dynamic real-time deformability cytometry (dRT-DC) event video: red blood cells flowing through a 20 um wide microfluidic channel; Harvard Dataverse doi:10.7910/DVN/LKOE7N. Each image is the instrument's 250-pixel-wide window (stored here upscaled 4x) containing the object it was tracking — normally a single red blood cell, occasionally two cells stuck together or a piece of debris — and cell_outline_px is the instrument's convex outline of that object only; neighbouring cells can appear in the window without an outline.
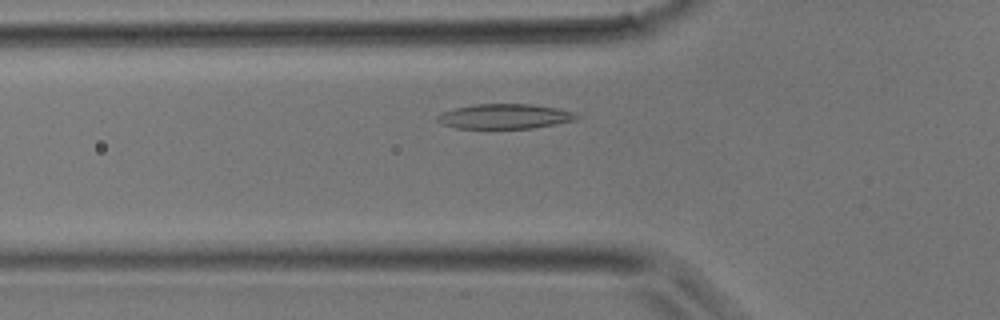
{"species": "common noctule bat (a hibernating species)", "species_latin": "Nyctalus noctula", "temperature_condition": "room temperature", "stored_images_in_passage": 32, "camera_frame_rate_fps": 3000, "um_per_image_px": 0.085, "animal": {"sex": "male", "body_mass_g": 17.9}, "frame": {"image": 1, "passage_image": 7, "time_ms": 2.0, "image_size_px": [1000, 320], "cell_outline_px": [[580, 116], [576, 120], [556, 124], [532, 128], [456, 128], [444, 124], [436, 120], [436, 116], [444, 112], [456, 108], [476, 104], [532, 104], [556, 108], [576, 112]], "centroid_in_image_um": [42.95, 9.89], "position_along_channel_um": 82.8, "area_um2": 20.06}}
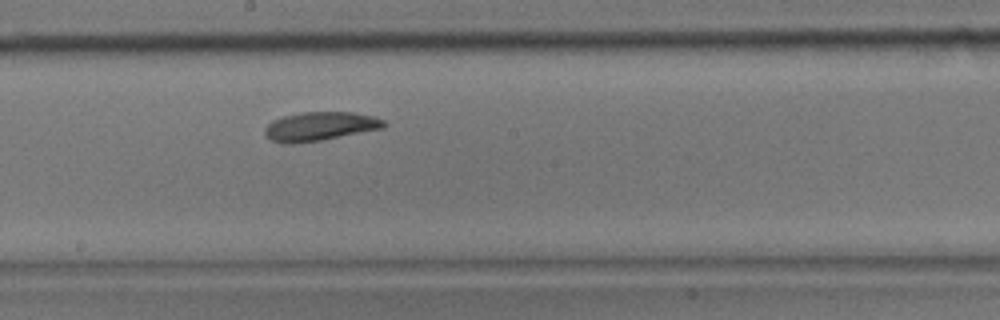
{"frame": {"image": 2, "passage_image": 15, "time_ms": 4.667, "image_size_px": [1000, 320], "cell_outline_px": [[388, 124], [384, 128], [320, 140], [292, 144], [284, 144], [272, 140], [264, 132], [264, 128], [272, 120], [284, 116], [300, 112], [352, 112], [372, 116], [384, 120]], "centroid_in_image_um": [27.19, 10.73], "position_along_channel_um": 221.0, "area_um2": 19.94}}
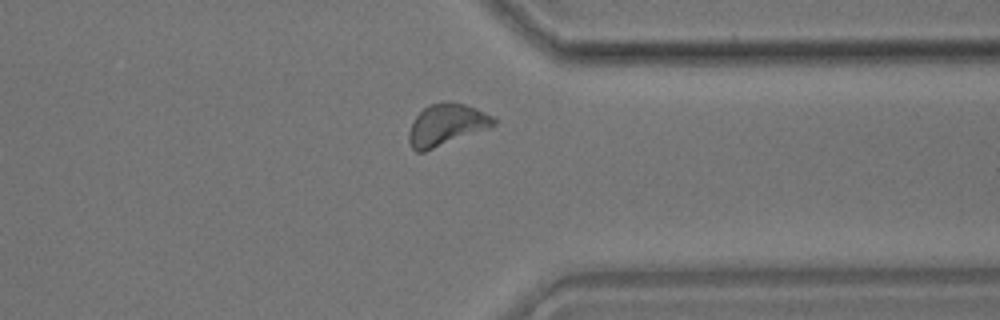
{"frame": {"image": 3, "passage_image": 24, "time_ms": 7.667, "image_size_px": [1000, 320], "cell_outline_px": [[496, 124], [492, 128], [424, 152], [416, 152], [412, 148], [408, 140], [408, 132], [416, 116], [428, 104], [452, 100], [476, 108], [492, 116], [496, 120]], "centroid_in_image_um": [37.97, 10.61], "position_along_channel_um": 373.4, "area_um2": 20.92}}